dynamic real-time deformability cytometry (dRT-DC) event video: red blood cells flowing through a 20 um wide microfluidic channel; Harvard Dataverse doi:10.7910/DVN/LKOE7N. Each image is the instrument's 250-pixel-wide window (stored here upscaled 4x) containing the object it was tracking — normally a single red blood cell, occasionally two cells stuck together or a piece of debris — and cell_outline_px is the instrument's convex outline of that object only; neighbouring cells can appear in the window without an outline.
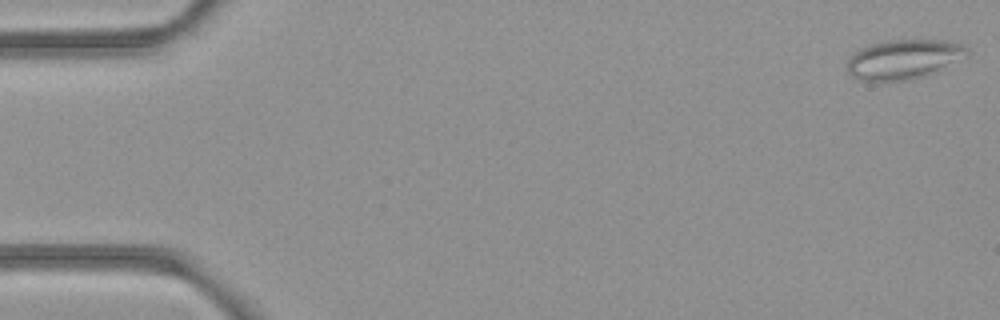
{"species": "common noctule bat (a hibernating species)", "species_latin": "Nyctalus noctula", "temperature_condition": "room temperature", "stored_images_in_passage": 52, "camera_frame_rate_fps": 3000, "um_per_image_px": 0.085, "animal": {"sex": "female", "body_mass_g": 21.9}, "frame": {"image": 1, "passage_image": 1, "time_ms": 0.0, "image_size_px": [1000, 320], "cell_outline_px": [[968, 56], [928, 76], [912, 80], [856, 80], [848, 72], [848, 60], [852, 52], [860, 48], [872, 44], [888, 40], [944, 40], [964, 44], [968, 48]], "centroid_in_image_um": [76.85, 5.04], "position_along_channel_um": 8.2, "area_um2": 27.92}}
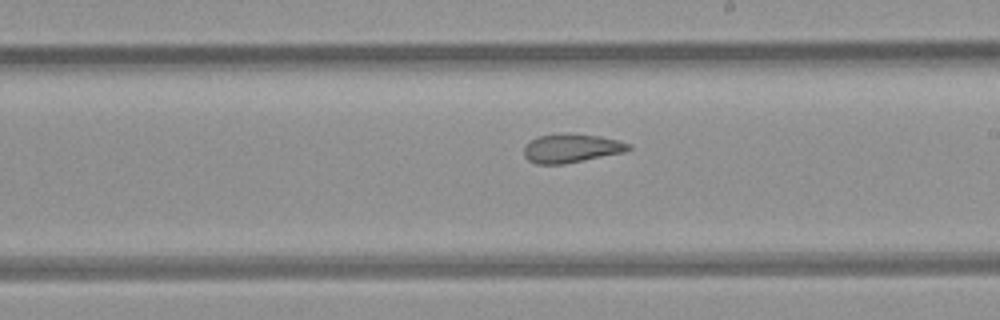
{"frame": {"image": 2, "passage_image": 30, "time_ms": 9.667, "image_size_px": [1000, 320], "cell_outline_px": [[632, 148], [624, 152], [564, 164], [536, 164], [528, 160], [524, 156], [524, 148], [532, 140], [540, 136], [600, 136], [632, 144]], "centroid_in_image_um": [48.59, 12.66], "position_along_channel_um": 240.4, "area_um2": 16.65}}
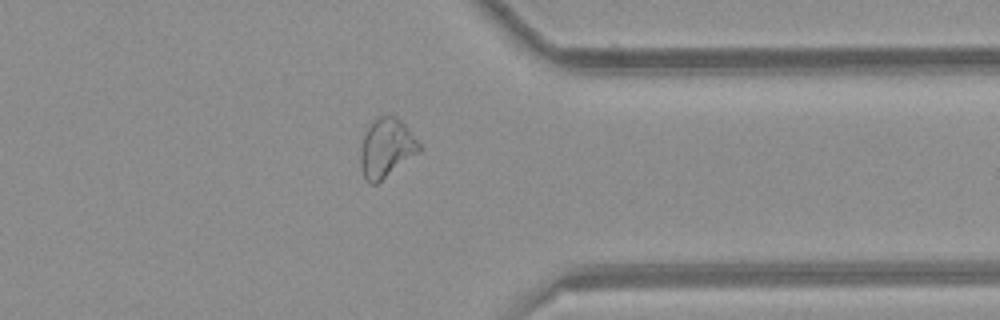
{"frame": {"image": 3, "passage_image": 41, "time_ms": 13.333, "image_size_px": [1000, 320], "cell_outline_px": [[420, 152], [376, 184], [372, 184], [364, 176], [360, 164], [360, 148], [364, 136], [372, 120], [376, 116], [396, 116], [408, 128], [420, 144]], "centroid_in_image_um": [32.84, 12.56], "position_along_channel_um": 378.6, "area_um2": 20.0}, "authors_computed_cell_mechanics": {"area_um2": 21.9929, "velocity_mm_per_s": 3.9726, "shape_relaxation_time_tau1_ms": null, "shape_relaxation_time_tau2_ms": 1.7922, "deformation_change_tau1": null, "deformation_change_tau2": 0.09}}